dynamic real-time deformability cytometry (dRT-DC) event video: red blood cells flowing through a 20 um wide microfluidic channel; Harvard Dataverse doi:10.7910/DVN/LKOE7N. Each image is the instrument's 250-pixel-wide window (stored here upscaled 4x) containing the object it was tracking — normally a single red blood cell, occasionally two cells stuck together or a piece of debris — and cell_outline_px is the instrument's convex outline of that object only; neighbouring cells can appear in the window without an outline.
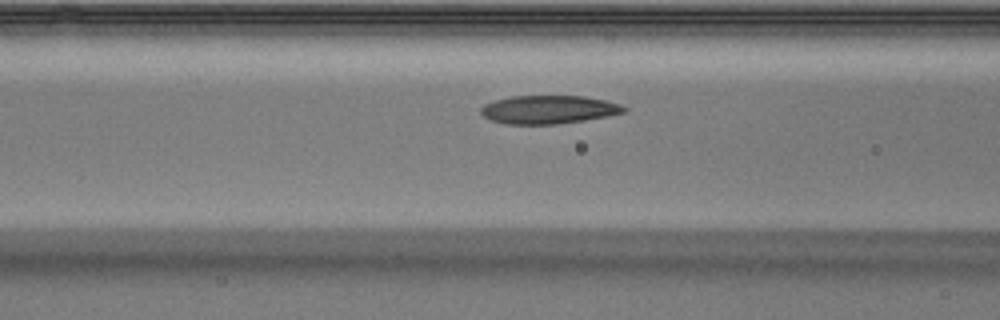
{"species": "Egyptian fruit bat (a non-hibernating species)", "species_latin": "Rousettus aegyptiacus", "temperature_condition": "warm", "stored_images_in_passage": 4, "camera_frame_rate_fps": 3000, "um_per_image_px": 0.085, "animal": {"sex": "male"}, "frame": {"image": 1, "passage_image": 4, "time_ms": 1.0, "image_size_px": [1000, 320], "cell_outline_px": [[628, 108], [624, 112], [608, 116], [584, 120], [556, 124], [504, 124], [488, 120], [480, 112], [480, 108], [484, 104], [496, 100], [512, 96], [584, 96], [604, 100], [620, 104]], "centroid_in_image_um": [46.6, 9.32], "position_along_channel_um": 120.0, "area_um2": 23.64}}